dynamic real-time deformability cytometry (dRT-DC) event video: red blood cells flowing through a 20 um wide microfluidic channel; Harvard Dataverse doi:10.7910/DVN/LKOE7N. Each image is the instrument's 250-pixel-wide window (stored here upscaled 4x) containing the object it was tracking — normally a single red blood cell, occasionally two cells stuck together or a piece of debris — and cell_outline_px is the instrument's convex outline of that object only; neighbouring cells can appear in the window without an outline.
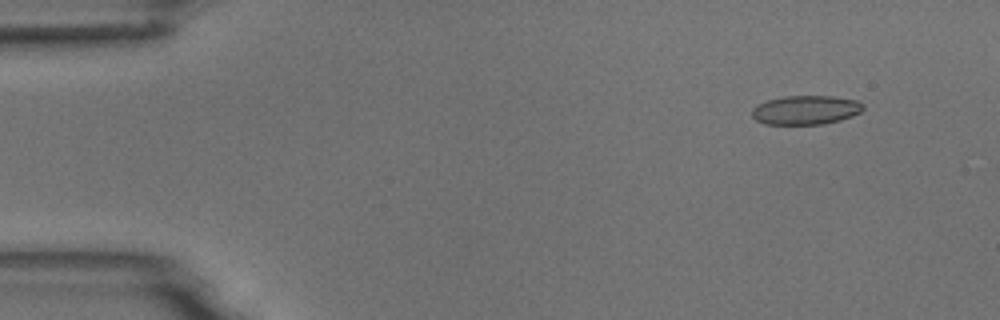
{"species": "common noctule bat (a hibernating species)", "species_latin": "Nyctalus noctula", "temperature_condition": "room temperature", "stored_images_in_passage": 5, "camera_frame_rate_fps": 3000, "um_per_image_px": 0.085, "animal": {"sex": "male", "body_mass_g": 18.8}, "frame": {"image": 1, "passage_image": 2, "time_ms": 1.333, "image_size_px": [1000, 320], "cell_outline_px": [[864, 108], [860, 112], [852, 116], [840, 120], [824, 124], [764, 124], [756, 120], [752, 116], [752, 108], [756, 104], [768, 100], [784, 96], [832, 96], [856, 100], [864, 104]], "centroid_in_image_um": [68.48, 9.35], "position_along_channel_um": 16.5, "area_um2": 18.9}}
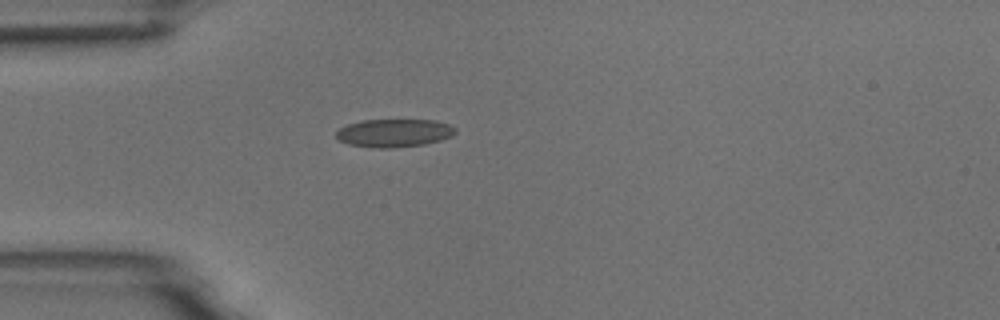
{"frame": {"image": 2, "passage_image": 5, "time_ms": 4.667, "image_size_px": [1000, 320], "cell_outline_px": [[456, 132], [452, 136], [440, 140], [424, 144], [392, 148], [376, 148], [348, 144], [340, 140], [336, 136], [336, 132], [340, 128], [348, 124], [364, 120], [436, 120], [448, 124], [456, 128]], "centroid_in_image_um": [33.51, 11.3], "position_along_channel_um": 51.5, "area_um2": 19.42}}